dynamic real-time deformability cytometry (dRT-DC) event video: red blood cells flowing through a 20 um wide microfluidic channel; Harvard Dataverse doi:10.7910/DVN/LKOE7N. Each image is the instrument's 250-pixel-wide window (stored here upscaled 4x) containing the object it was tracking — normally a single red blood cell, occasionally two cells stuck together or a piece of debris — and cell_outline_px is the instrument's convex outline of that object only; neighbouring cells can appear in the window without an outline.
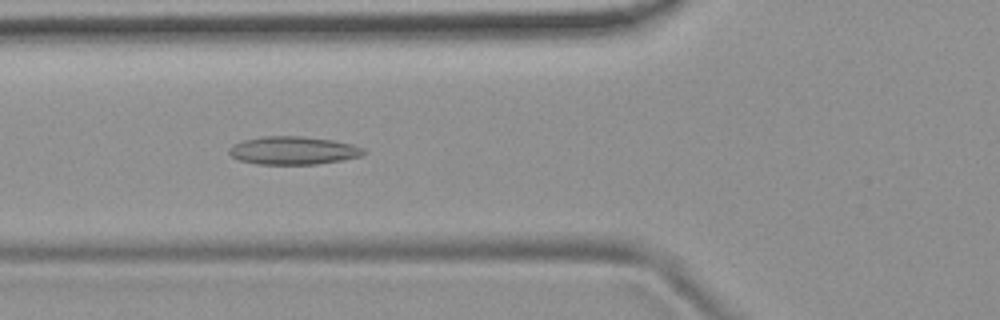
{"species": "common noctule bat (a hibernating species)", "species_latin": "Nyctalus noctula", "temperature_condition": "room temperature", "stored_images_in_passage": 53, "camera_frame_rate_fps": 3000, "um_per_image_px": 0.085, "animal": {"sex": "female", "body_mass_g": 19.9}, "frame": {"image": 1, "passage_image": 19, "time_ms": 6.0, "image_size_px": [1000, 320], "cell_outline_px": [[364, 156], [344, 160], [316, 164], [256, 164], [240, 160], [232, 156], [228, 152], [228, 148], [244, 140], [264, 136], [304, 136], [332, 140], [352, 144], [364, 148]], "centroid_in_image_um": [24.96, 12.79], "position_along_channel_um": 100.8, "area_um2": 22.02}}
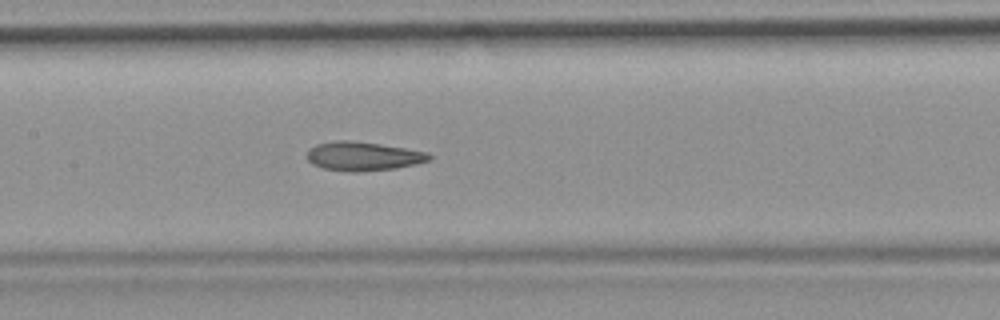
{"frame": {"image": 2, "passage_image": 25, "time_ms": 8.0, "image_size_px": [1000, 320], "cell_outline_px": [[432, 160], [416, 164], [396, 168], [356, 172], [352, 172], [324, 168], [312, 164], [308, 160], [308, 148], [316, 144], [336, 140], [352, 140], [380, 144], [428, 152], [432, 156]], "centroid_in_image_um": [30.88, 13.27], "position_along_channel_um": 176.5, "area_um2": 20.63}}
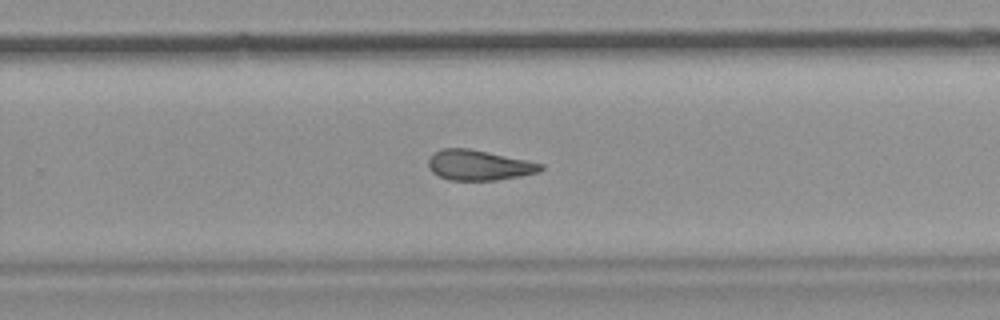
{"frame": {"image": 3, "passage_image": 34, "time_ms": 11.0, "image_size_px": [1000, 320], "cell_outline_px": [[544, 168], [540, 172], [520, 176], [496, 180], [448, 180], [432, 172], [428, 168], [428, 160], [432, 152], [444, 148], [468, 148], [544, 164]], "centroid_in_image_um": [40.68, 14.04], "position_along_channel_um": 289.1, "area_um2": 19.77}, "authors_computed_cell_mechanics": {"area_um2": 21.0392, "velocity_mm_per_s": 3.7746, "shape_relaxation_time_tau1_ms": null, "shape_relaxation_time_tau2_ms": 3.6065, "deformation_change_tau1": null, "deformation_change_tau2": 0.1253}}